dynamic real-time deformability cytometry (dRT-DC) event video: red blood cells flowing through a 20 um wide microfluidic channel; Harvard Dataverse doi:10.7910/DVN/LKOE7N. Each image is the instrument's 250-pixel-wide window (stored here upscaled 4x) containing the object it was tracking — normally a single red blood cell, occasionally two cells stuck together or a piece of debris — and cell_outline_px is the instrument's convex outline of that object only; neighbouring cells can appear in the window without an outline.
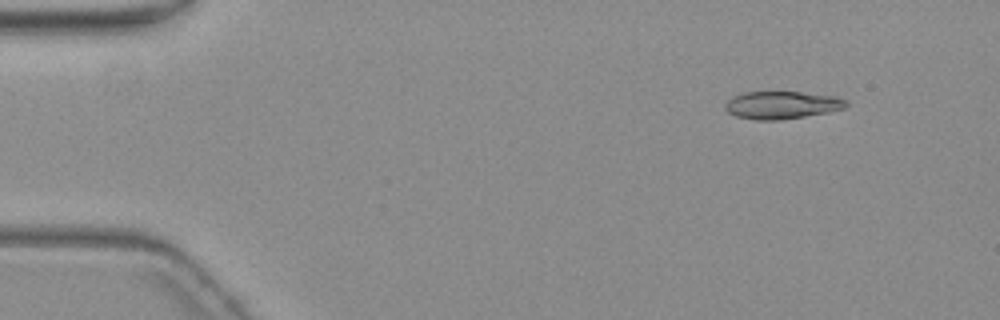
{"species": "common noctule bat (a hibernating species)", "species_latin": "Nyctalus noctula", "temperature_condition": "warm", "stored_images_in_passage": 5, "segment_of_instrument_passage": [1, 2], "camera_frame_rate_fps": 3000, "um_per_image_px": 0.085, "animal": {"sex": "female", "body_mass_g": 19.3, "forearm_length_mm": 54.1}, "frame": {"image": 1, "passage_image": 2, "time_ms": 1.0, "image_size_px": [1000, 320], "cell_outline_px": [[848, 104], [844, 108], [828, 112], [780, 120], [756, 120], [736, 116], [728, 112], [724, 108], [724, 104], [732, 96], [744, 92], [800, 92], [836, 96], [848, 100]], "centroid_in_image_um": [66.45, 8.92], "position_along_channel_um": 18.6, "area_um2": 19.54}}